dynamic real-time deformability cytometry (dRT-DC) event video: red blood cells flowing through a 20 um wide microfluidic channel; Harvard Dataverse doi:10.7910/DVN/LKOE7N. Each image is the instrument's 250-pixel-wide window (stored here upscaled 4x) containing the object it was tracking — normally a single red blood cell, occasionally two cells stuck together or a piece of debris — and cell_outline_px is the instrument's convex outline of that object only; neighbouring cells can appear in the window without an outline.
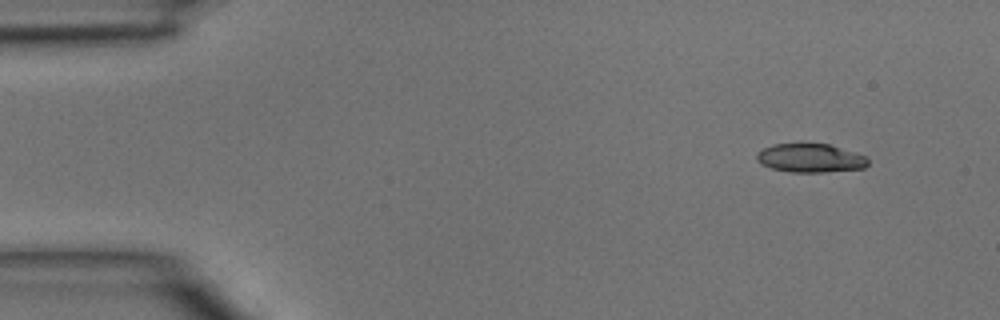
{"species": "common noctule bat (a hibernating species)", "species_latin": "Nyctalus noctula", "temperature_condition": "room temperature", "stored_images_in_passage": 4, "camera_frame_rate_fps": 3000, "um_per_image_px": 0.085, "animal": {"sex": "male", "body_mass_g": 15.6}, "frame": {"image": 1, "passage_image": 1, "time_ms": 0.0, "image_size_px": [1000, 320], "cell_outline_px": [[868, 164], [864, 168], [824, 172], [788, 172], [772, 168], [760, 164], [756, 160], [756, 152], [772, 144], [828, 144], [864, 156], [868, 160]], "centroid_in_image_um": [68.81, 13.45], "position_along_channel_um": 16.2, "area_um2": 18.44}}
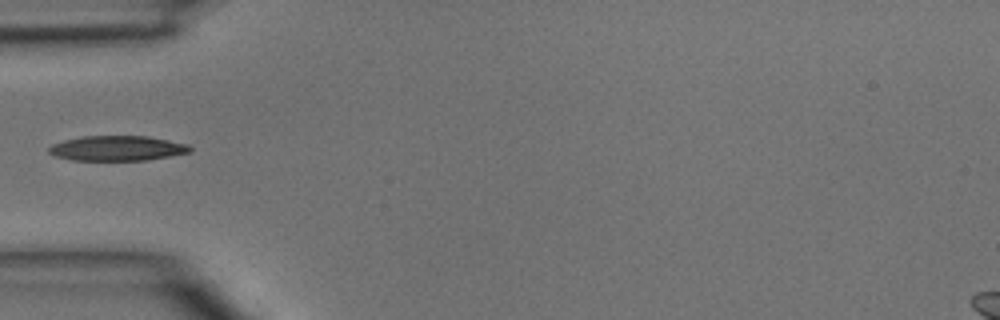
{"frame": {"image": 2, "passage_image": 4, "time_ms": 1.0, "image_size_px": [1000, 320], "cell_outline_px": [[192, 152], [148, 160], [72, 160], [56, 156], [48, 152], [48, 148], [52, 144], [64, 140], [84, 136], [148, 136], [188, 144], [192, 148]], "centroid_in_image_um": [9.99, 12.6], "position_along_channel_um": 75.0, "area_um2": 20.58}}